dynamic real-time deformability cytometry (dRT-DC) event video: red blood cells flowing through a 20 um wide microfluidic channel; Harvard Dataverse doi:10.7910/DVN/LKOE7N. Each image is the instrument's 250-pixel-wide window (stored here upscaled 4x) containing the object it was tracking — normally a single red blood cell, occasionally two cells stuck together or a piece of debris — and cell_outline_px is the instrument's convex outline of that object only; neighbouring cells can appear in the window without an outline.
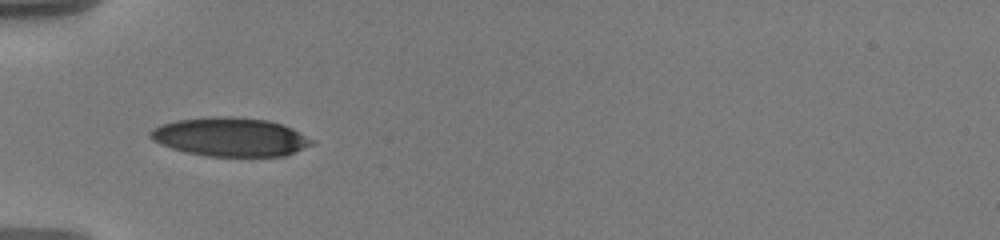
{"species": "human", "species_latin": "Homo sapiens", "temperature_condition": "warm", "stored_images_in_passage": 38, "camera_frame_rate_fps": 3000, "um_per_image_px": 0.085, "donor": {"sex": "male"}, "frame": {"image": 1, "passage_image": 1, "time_ms": 0.0, "image_size_px": [1000, 240], "cell_outline_px": [[316, 144], [284, 156], [208, 156], [188, 152], [172, 148], [160, 144], [152, 140], [148, 136], [148, 132], [152, 128], [160, 124], [176, 120], [212, 116], [228, 116], [268, 120], [292, 128], [316, 140]], "centroid_in_image_um": [19.58, 11.64], "position_along_channel_um": 65.4, "area_um2": 36.7}}
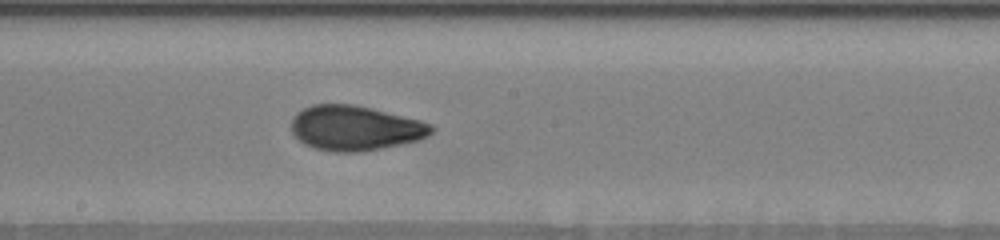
{"frame": {"image": 2, "passage_image": 14, "time_ms": 4.333, "image_size_px": [1000, 240], "cell_outline_px": [[436, 128], [432, 132], [416, 140], [400, 144], [360, 152], [336, 152], [316, 148], [304, 144], [292, 132], [292, 116], [296, 112], [312, 104], [352, 104], [372, 108], [420, 120], [432, 124]], "centroid_in_image_um": [30.16, 10.87], "position_along_channel_um": 218.0, "area_um2": 36.41}}
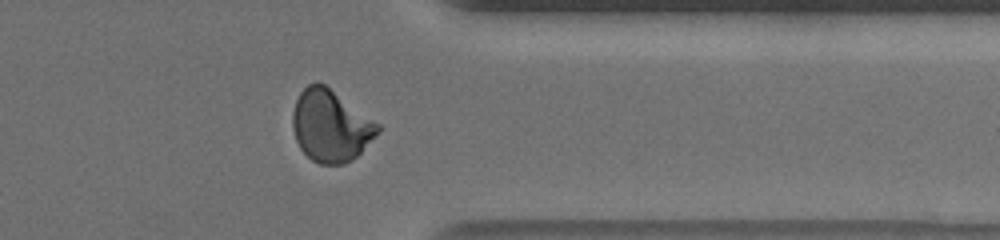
{"frame": {"image": 3, "passage_image": 28, "time_ms": 9.0, "image_size_px": [1000, 240], "cell_outline_px": [[380, 132], [352, 160], [344, 164], [320, 164], [312, 160], [300, 148], [296, 140], [292, 128], [292, 112], [296, 100], [300, 92], [308, 84], [324, 84], [380, 124]], "centroid_in_image_um": [28.1, 10.71], "position_along_channel_um": 383.3, "area_um2": 35.37}, "authors_computed_cell_mechanics": {"area_um2": 35.5759, "velocity_mm_per_s": 3.6136, "shape_relaxation_time_tau1_ms": 5.6036, "shape_relaxation_time_tau2_ms": 1.2405, "deformation_change_tau1": 0.1828, "deformation_change_tau2": 0.0606}}